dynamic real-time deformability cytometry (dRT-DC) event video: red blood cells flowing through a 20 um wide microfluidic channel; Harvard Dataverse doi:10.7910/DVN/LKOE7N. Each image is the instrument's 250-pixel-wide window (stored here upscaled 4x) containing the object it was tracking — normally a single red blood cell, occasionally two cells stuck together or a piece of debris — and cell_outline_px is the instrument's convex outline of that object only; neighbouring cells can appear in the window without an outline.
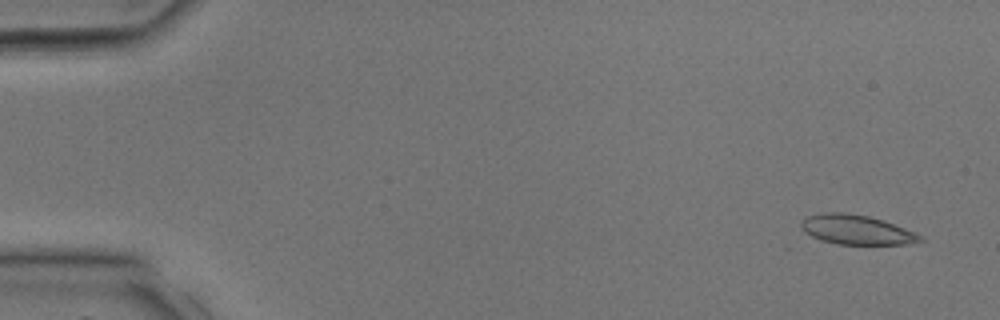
{"species": "common noctule bat (a hibernating species)", "species_latin": "Nyctalus noctula", "temperature_condition": "room temperature", "stored_images_in_passage": 29, "camera_frame_rate_fps": 3000, "um_per_image_px": 0.085, "animal": {"sex": "male", "body_mass_g": 17.9, "forearm_length_mm": 54.2}, "frame": {"image": 1, "passage_image": 2, "time_ms": 0.333, "image_size_px": [1000, 320], "cell_outline_px": [[924, 240], [904, 244], [840, 244], [820, 240], [804, 232], [800, 228], [800, 220], [804, 216], [824, 212], [840, 212], [868, 216], [884, 220], [904, 228], [920, 236]], "centroid_in_image_um": [72.7, 19.51], "position_along_channel_um": 12.3, "area_um2": 20.4}}
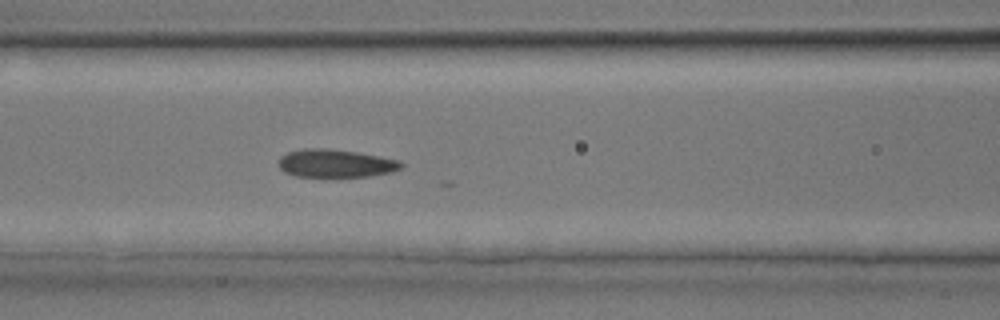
{"frame": {"image": 2, "passage_image": 15, "time_ms": 4.667, "image_size_px": [1000, 320], "cell_outline_px": [[404, 164], [400, 168], [392, 172], [368, 176], [296, 176], [284, 172], [280, 168], [280, 156], [288, 152], [304, 148], [328, 148], [356, 152], [380, 156], [400, 160]], "centroid_in_image_um": [28.54, 13.87], "position_along_channel_um": 138.1, "area_um2": 19.88}}
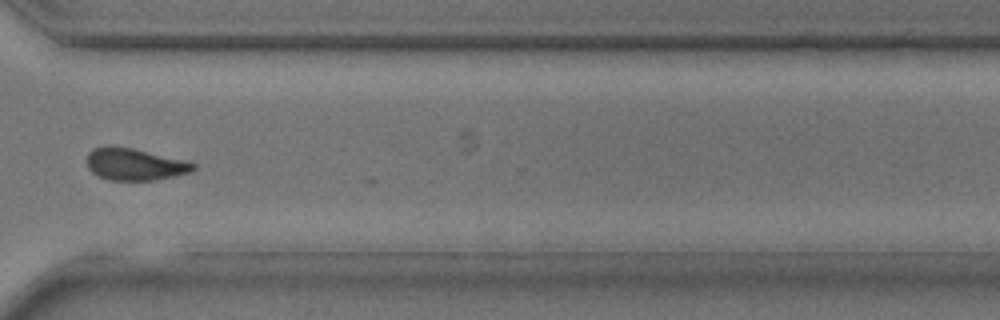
{"frame": {"image": 3, "passage_image": 26, "time_ms": 8.333, "image_size_px": [1000, 320], "cell_outline_px": [[196, 168], [188, 172], [176, 176], [156, 180], [108, 180], [96, 176], [88, 168], [88, 152], [92, 148], [104, 144], [108, 144], [132, 148], [196, 164]], "centroid_in_image_um": [11.36, 13.96], "position_along_channel_um": 359.2, "area_um2": 19.83}}